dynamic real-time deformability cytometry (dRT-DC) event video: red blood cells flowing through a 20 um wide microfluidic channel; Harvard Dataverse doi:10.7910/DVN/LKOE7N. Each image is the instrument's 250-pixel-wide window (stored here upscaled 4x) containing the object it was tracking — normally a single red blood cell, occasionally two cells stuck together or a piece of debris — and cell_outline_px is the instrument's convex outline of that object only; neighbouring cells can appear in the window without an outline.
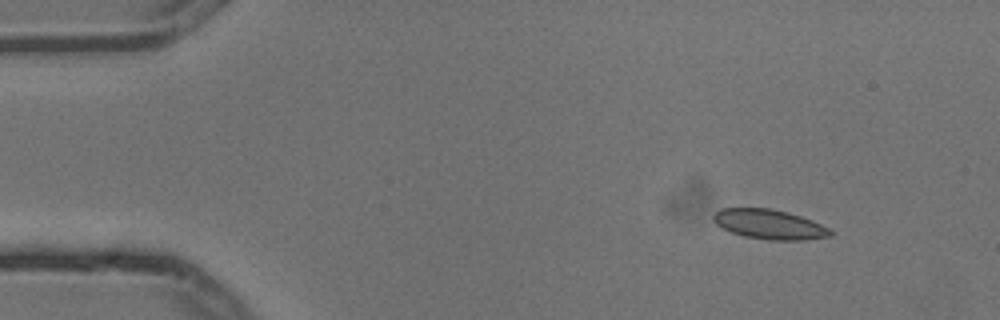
{"species": "common noctule bat (a hibernating species)", "species_latin": "Nyctalus noctula", "temperature_condition": "cold", "stored_images_in_passage": 4, "camera_frame_rate_fps": 3000, "um_per_image_px": 0.085, "animal": {"sex": "male", "body_mass_g": 13.3}, "frame": {"image": 1, "passage_image": 2, "time_ms": 0.333, "image_size_px": [1000, 320], "cell_outline_px": [[836, 232], [832, 236], [804, 240], [768, 240], [744, 236], [732, 232], [716, 224], [712, 220], [712, 216], [720, 208], [772, 208], [788, 212], [812, 220]], "centroid_in_image_um": [65.42, 19.07], "position_along_channel_um": 19.6, "area_um2": 20.35}}